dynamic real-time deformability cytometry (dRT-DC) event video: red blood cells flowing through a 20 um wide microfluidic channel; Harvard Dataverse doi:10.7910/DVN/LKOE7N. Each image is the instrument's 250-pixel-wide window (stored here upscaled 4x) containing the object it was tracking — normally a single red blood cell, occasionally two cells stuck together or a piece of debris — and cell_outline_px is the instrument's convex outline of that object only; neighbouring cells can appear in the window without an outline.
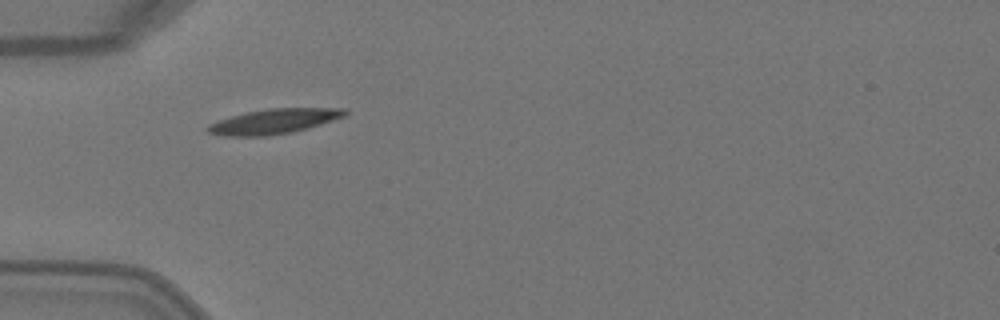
{"species": "Egyptian fruit bat (a non-hibernating species)", "species_latin": "Rousettus aegyptiacus", "temperature_condition": "warm", "stored_images_in_passage": 3, "camera_frame_rate_fps": 3000, "um_per_image_px": 0.085, "animal": {"sex": "female"}, "frame": {"image": 1, "passage_image": 1, "time_ms": 0.0, "image_size_px": [1000, 320], "cell_outline_px": [[348, 112], [344, 116], [308, 128], [292, 132], [268, 136], [224, 136], [208, 132], [204, 128], [208, 124], [232, 116], [248, 112], [268, 108], [348, 108]], "centroid_in_image_um": [23.28, 10.32], "position_along_channel_um": 61.7, "area_um2": 19.83}}
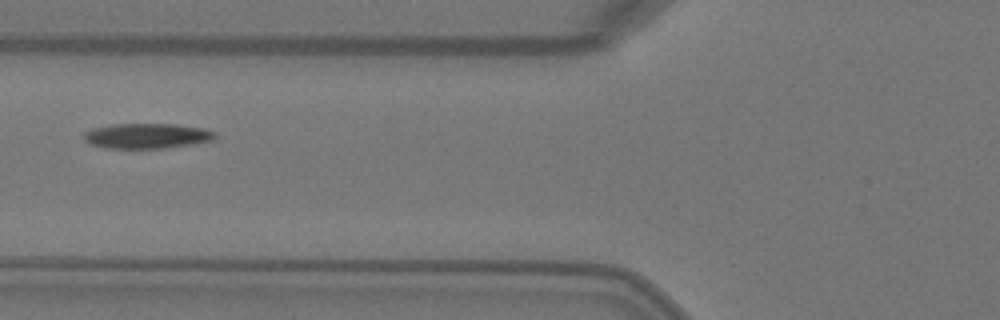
{"frame": {"image": 2, "passage_image": 2, "time_ms": 0.333, "image_size_px": [1000, 320], "cell_outline_px": [[216, 136], [212, 140], [192, 144], [164, 148], [104, 148], [92, 144], [84, 140], [84, 132], [92, 128], [112, 124], [176, 124], [204, 128], [212, 132]], "centroid_in_image_um": [12.45, 11.54], "position_along_channel_um": 113.3, "area_um2": 19.13}}
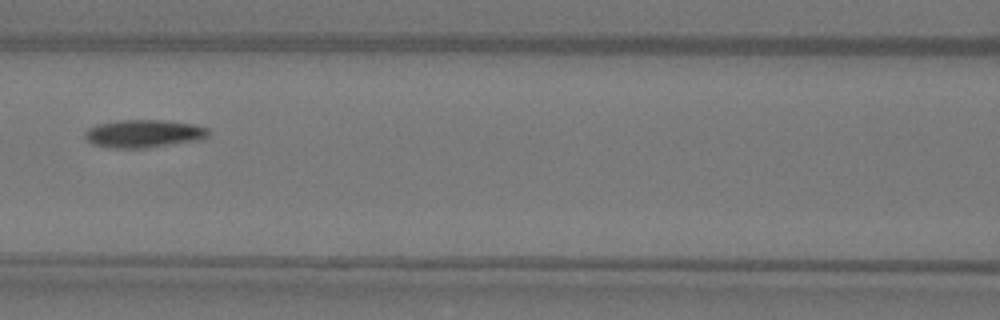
{"frame": {"image": 3, "passage_image": 3, "time_ms": 0.667, "image_size_px": [1000, 320], "cell_outline_px": [[208, 136], [196, 140], [148, 148], [112, 148], [92, 144], [84, 136], [84, 132], [88, 128], [96, 124], [116, 120], [164, 120], [192, 124], [208, 128]], "centroid_in_image_um": [12.16, 11.35], "position_along_channel_um": 154.4, "area_um2": 20.06}}